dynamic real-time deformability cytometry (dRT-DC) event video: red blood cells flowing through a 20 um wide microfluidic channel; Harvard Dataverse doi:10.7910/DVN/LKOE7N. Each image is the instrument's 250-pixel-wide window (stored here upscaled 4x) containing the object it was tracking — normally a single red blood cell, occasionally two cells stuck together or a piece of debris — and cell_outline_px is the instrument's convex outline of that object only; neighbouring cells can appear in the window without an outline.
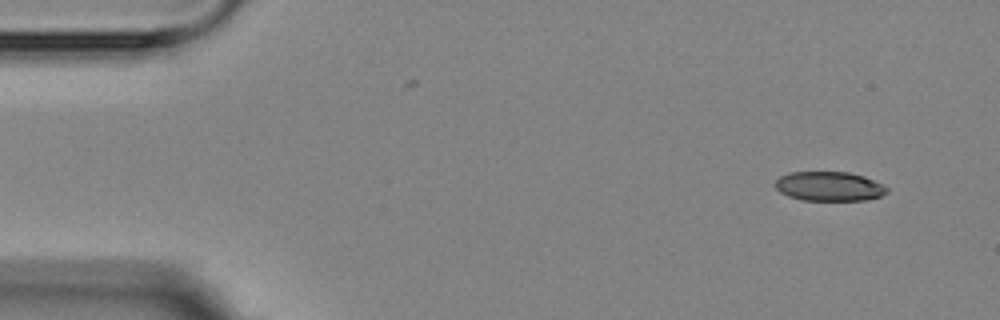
{"species": "Egyptian fruit bat (a non-hibernating species)", "species_latin": "Rousettus aegyptiacus", "temperature_condition": "room temperature", "stored_images_in_passage": 4, "camera_frame_rate_fps": 3000, "um_per_image_px": 0.085, "animal": {"sex": "female"}, "frame": {"image": 1, "passage_image": 1, "time_ms": 0.0, "image_size_px": [1000, 320], "cell_outline_px": [[888, 192], [880, 196], [864, 200], [800, 200], [788, 196], [780, 192], [776, 188], [776, 180], [780, 176], [788, 172], [848, 172], [864, 176], [888, 188]], "centroid_in_image_um": [70.45, 15.83], "position_along_channel_um": 14.5, "area_um2": 19.02}}
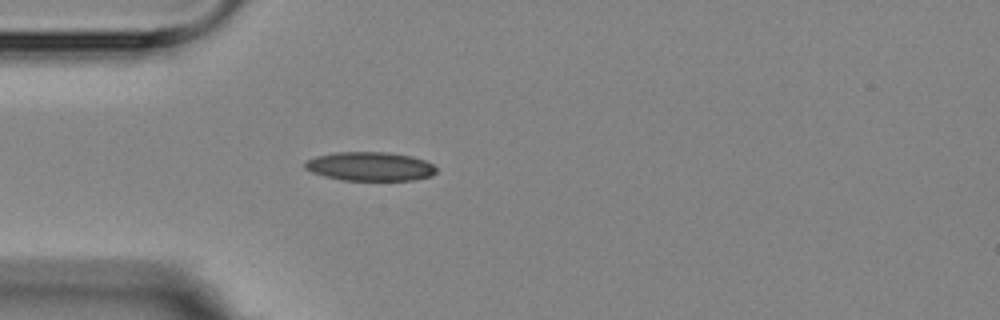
{"frame": {"image": 2, "passage_image": 4, "time_ms": 3.667, "image_size_px": [1000, 320], "cell_outline_px": [[436, 172], [432, 176], [412, 180], [344, 180], [324, 176], [312, 172], [304, 168], [304, 164], [308, 160], [316, 156], [336, 152], [388, 152], [412, 156], [424, 160], [432, 164], [436, 168]], "centroid_in_image_um": [31.46, 14.14], "position_along_channel_um": 53.5, "area_um2": 22.08}}